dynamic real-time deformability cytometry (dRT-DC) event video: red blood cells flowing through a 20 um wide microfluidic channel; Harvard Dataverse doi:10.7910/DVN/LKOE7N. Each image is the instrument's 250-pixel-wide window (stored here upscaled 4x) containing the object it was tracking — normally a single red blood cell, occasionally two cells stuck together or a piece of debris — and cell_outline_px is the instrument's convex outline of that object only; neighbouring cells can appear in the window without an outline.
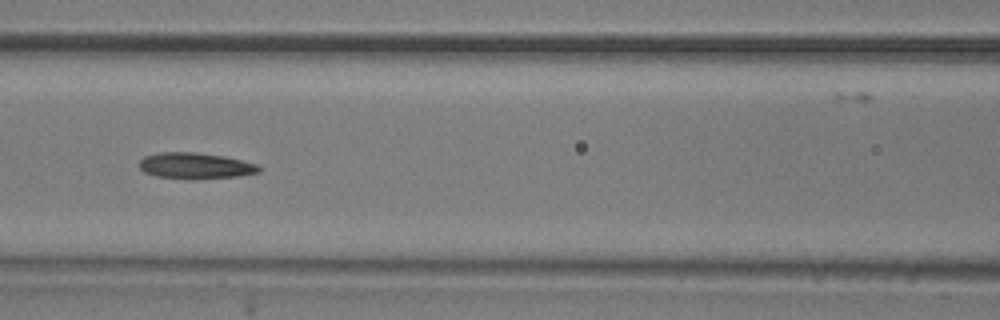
{"species": "common noctule bat (a hibernating species)", "species_latin": "Nyctalus noctula", "temperature_condition": "room temperature", "stored_images_in_passage": 10, "camera_frame_rate_fps": 3000, "um_per_image_px": 0.085, "animal": {"sex": "male", "body_mass_g": 20.5, "forearm_length_mm": 52.5}, "frame": {"image": 1, "passage_image": 7, "time_ms": 2.0, "image_size_px": [1000, 320], "cell_outline_px": [[260, 172], [240, 176], [192, 180], [156, 176], [144, 172], [140, 168], [140, 160], [144, 156], [160, 152], [196, 152], [224, 156], [256, 164], [260, 168]], "centroid_in_image_um": [16.59, 14.1], "position_along_channel_um": 150.0, "area_um2": 18.32}}
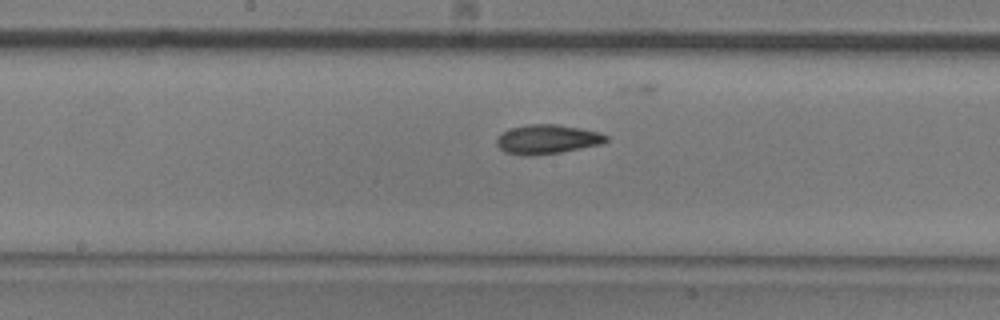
{"frame": {"image": 2, "passage_image": 9, "time_ms": 2.667, "image_size_px": [1000, 320], "cell_outline_px": [[608, 140], [600, 144], [560, 152], [532, 156], [520, 156], [504, 152], [496, 144], [496, 140], [504, 132], [512, 128], [528, 124], [556, 124], [580, 128], [600, 132], [608, 136]], "centroid_in_image_um": [46.5, 11.85], "position_along_channel_um": 201.7, "area_um2": 18.61}}
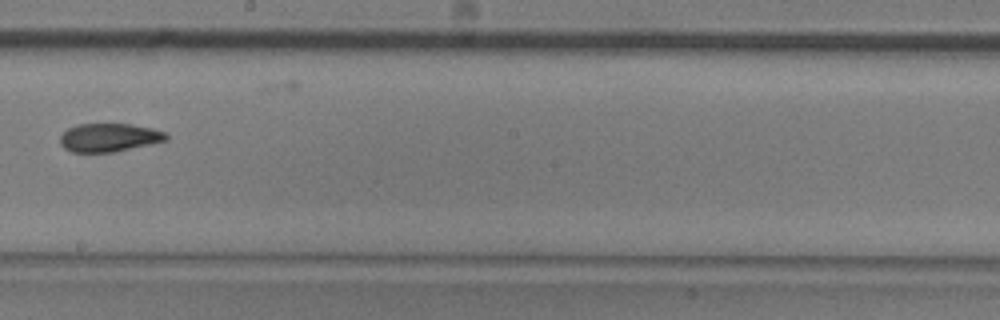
{"frame": {"image": 3, "passage_image": 10, "time_ms": 3.0, "image_size_px": [1000, 320], "cell_outline_px": [[168, 140], [112, 152], [72, 152], [64, 148], [60, 144], [60, 136], [68, 128], [76, 124], [128, 124], [152, 128], [164, 132], [168, 136]], "centroid_in_image_um": [9.24, 11.69], "position_along_channel_um": 239.0, "area_um2": 17.4}}